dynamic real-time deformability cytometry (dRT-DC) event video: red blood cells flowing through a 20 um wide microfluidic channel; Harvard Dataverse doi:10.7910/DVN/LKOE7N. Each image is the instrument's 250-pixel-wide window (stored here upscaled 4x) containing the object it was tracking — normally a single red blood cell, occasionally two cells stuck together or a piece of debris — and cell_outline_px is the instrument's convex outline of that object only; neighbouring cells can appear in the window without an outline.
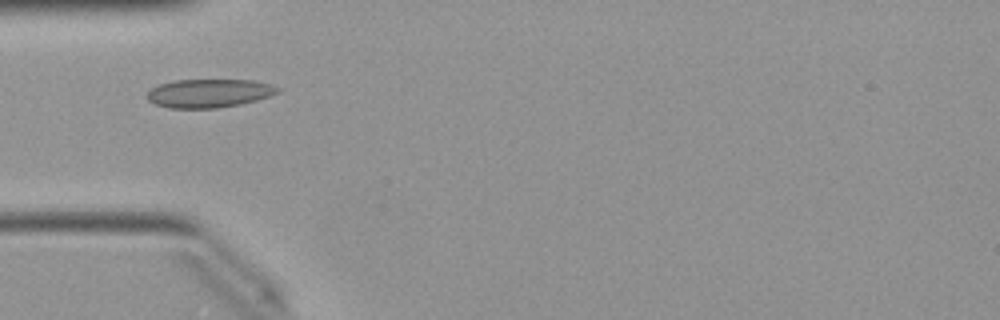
{"species": "Egyptian fruit bat (a non-hibernating species)", "species_latin": "Rousettus aegyptiacus", "temperature_condition": "warm", "stored_images_in_passage": 33, "camera_frame_rate_fps": 3000, "um_per_image_px": 0.085, "animal": {"sex": "female"}, "frame": {"image": 1, "passage_image": 1, "time_ms": 0.0, "image_size_px": [1000, 320], "cell_outline_px": [[280, 92], [256, 100], [240, 104], [216, 108], [168, 108], [156, 104], [148, 100], [144, 96], [152, 88], [160, 84], [176, 80], [256, 80], [272, 84], [280, 88]], "centroid_in_image_um": [17.77, 7.92], "position_along_channel_um": 67.2, "area_um2": 21.73}}
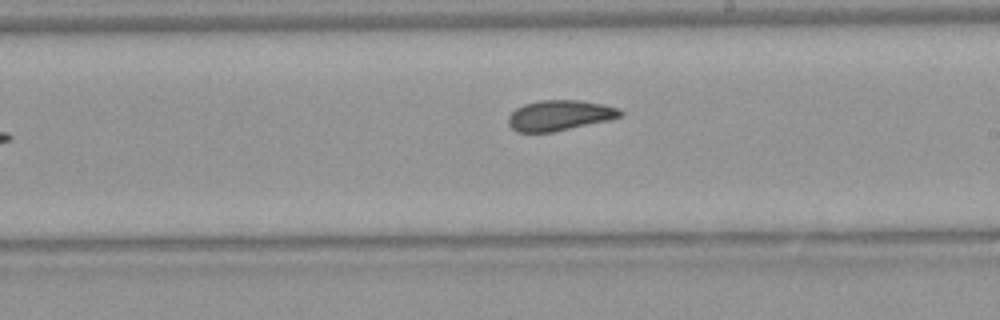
{"frame": {"image": 2, "passage_image": 14, "time_ms": 4.333, "image_size_px": [1000, 320], "cell_outline_px": [[624, 116], [608, 120], [552, 132], [516, 132], [508, 124], [508, 116], [516, 108], [524, 104], [540, 100], [580, 100], [604, 104], [620, 108], [624, 112]], "centroid_in_image_um": [47.59, 9.8], "position_along_channel_um": 241.4, "area_um2": 19.94}}
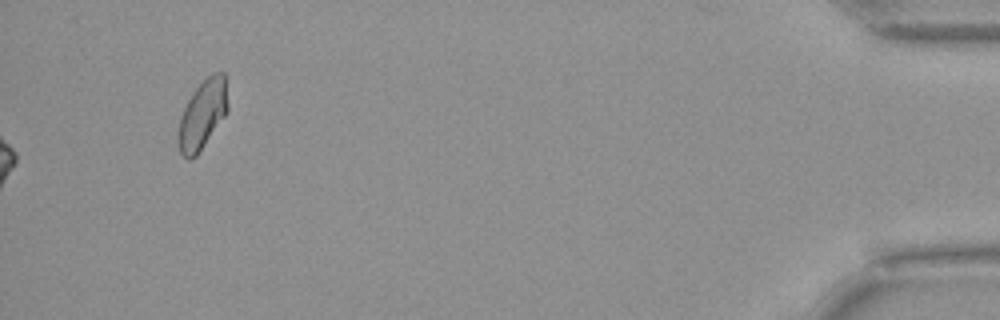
{"frame": {"image": 3, "passage_image": 33, "time_ms": 10.667, "image_size_px": [1000, 320], "cell_outline_px": [[228, 112], [196, 156], [192, 160], [188, 160], [180, 152], [180, 116], [192, 92], [212, 72], [224, 72], [228, 76]], "centroid_in_image_um": [17.29, 9.66], "position_along_channel_um": 417.9, "area_um2": 19.94}, "authors_computed_cell_mechanics": {"area_um2": 19.8832, "velocity_mm_per_s": 4.0237, "shape_relaxation_time_tau1_ms": null, "shape_relaxation_time_tau2_ms": 1.9305, "deformation_change_tau1": null, "deformation_change_tau2": 0.0357}}